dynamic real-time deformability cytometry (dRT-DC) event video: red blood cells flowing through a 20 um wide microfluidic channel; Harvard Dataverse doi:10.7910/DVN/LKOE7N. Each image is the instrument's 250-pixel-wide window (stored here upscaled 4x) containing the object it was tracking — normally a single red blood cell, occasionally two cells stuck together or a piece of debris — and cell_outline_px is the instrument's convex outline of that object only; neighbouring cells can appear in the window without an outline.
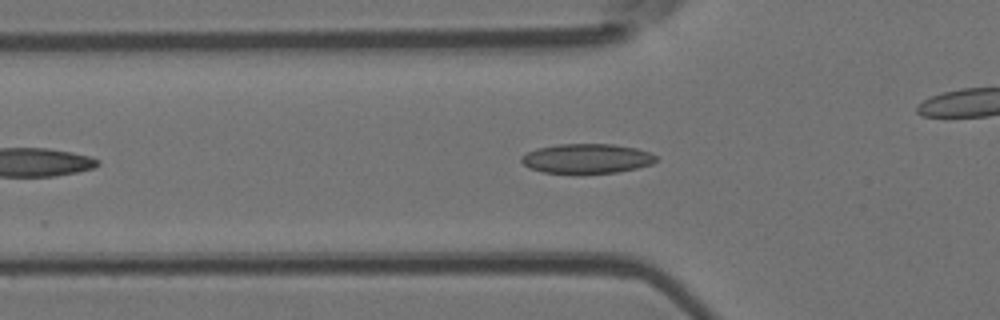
{"species": "Egyptian fruit bat (a non-hibernating species)", "species_latin": "Rousettus aegyptiacus", "temperature_condition": "room temperature", "stored_images_in_passage": 7, "camera_frame_rate_fps": 3000, "um_per_image_px": 0.085, "animal": {"sex": "female"}, "frame": {"image": 1, "passage_image": 5, "time_ms": 5.667, "image_size_px": [1000, 320], "cell_outline_px": [[656, 160], [652, 164], [636, 168], [616, 172], [580, 176], [572, 176], [544, 172], [528, 168], [520, 160], [520, 156], [536, 148], [560, 144], [612, 144], [636, 148], [652, 152], [656, 156]], "centroid_in_image_um": [49.84, 13.52], "position_along_channel_um": 76.0, "area_um2": 24.1}}
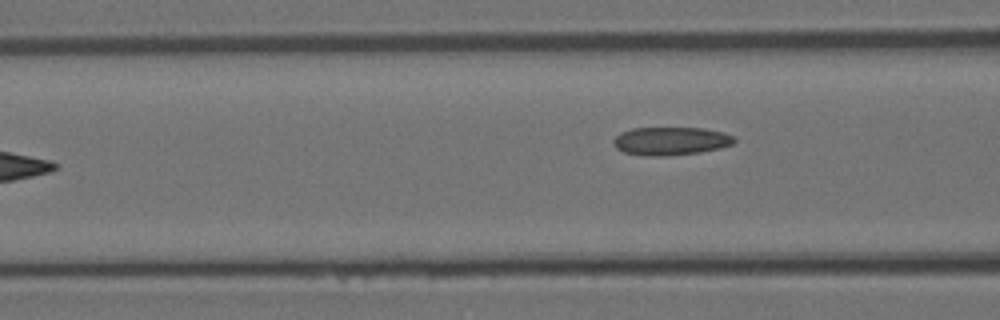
{"frame": {"image": 2, "passage_image": 7, "time_ms": 8.0, "image_size_px": [1000, 320], "cell_outline_px": [[736, 140], [732, 144], [720, 148], [700, 152], [664, 156], [644, 156], [624, 152], [616, 148], [612, 140], [620, 132], [632, 128], [704, 128], [724, 132], [736, 136]], "centroid_in_image_um": [57.02, 11.98], "position_along_channel_um": 109.6, "area_um2": 20.0}}